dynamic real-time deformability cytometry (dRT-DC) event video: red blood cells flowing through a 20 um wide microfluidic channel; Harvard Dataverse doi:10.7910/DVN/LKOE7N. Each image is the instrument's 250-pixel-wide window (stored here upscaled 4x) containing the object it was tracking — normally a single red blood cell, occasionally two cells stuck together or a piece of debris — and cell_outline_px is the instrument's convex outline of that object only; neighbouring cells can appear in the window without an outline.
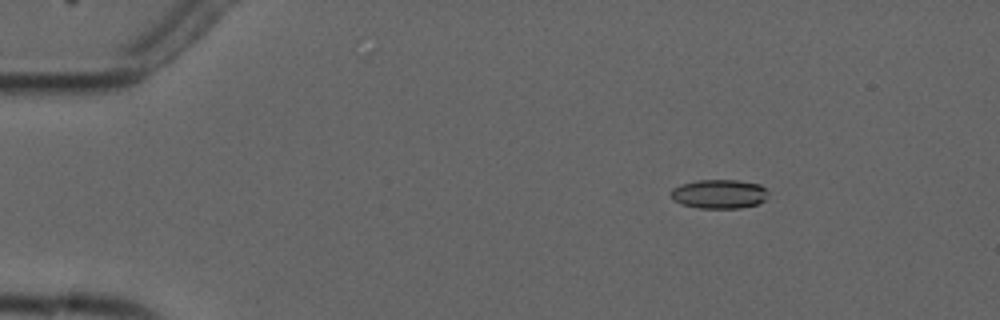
{"species": "common noctule bat (a hibernating species)", "species_latin": "Nyctalus noctula", "temperature_condition": "cold", "stored_images_in_passage": 8, "camera_frame_rate_fps": 3000, "um_per_image_px": 0.085, "animal": {"sex": "male", "forearm_length_mm": 52.5}, "frame": {"image": 1, "passage_image": 3, "time_ms": 2.333, "image_size_px": [1000, 320], "cell_outline_px": [[768, 192], [764, 200], [756, 204], [740, 208], [700, 208], [680, 204], [672, 200], [672, 188], [680, 184], [696, 180], [736, 180], [760, 184]], "centroid_in_image_um": [61.09, 16.48], "position_along_channel_um": 23.9, "area_um2": 16.47}}
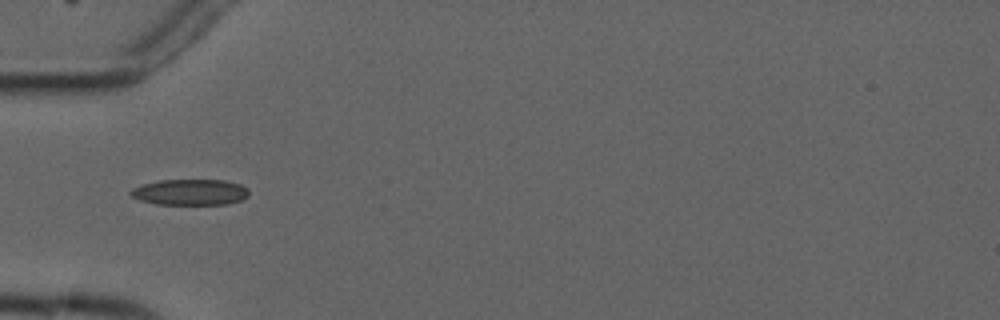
{"frame": {"image": 2, "passage_image": 6, "time_ms": 5.667, "image_size_px": [1000, 320], "cell_outline_px": [[248, 196], [240, 200], [228, 204], [156, 204], [140, 200], [132, 196], [128, 192], [132, 188], [140, 184], [160, 180], [224, 180], [240, 184], [248, 188]], "centroid_in_image_um": [16.14, 16.33], "position_along_channel_um": 68.9, "area_um2": 17.92}}
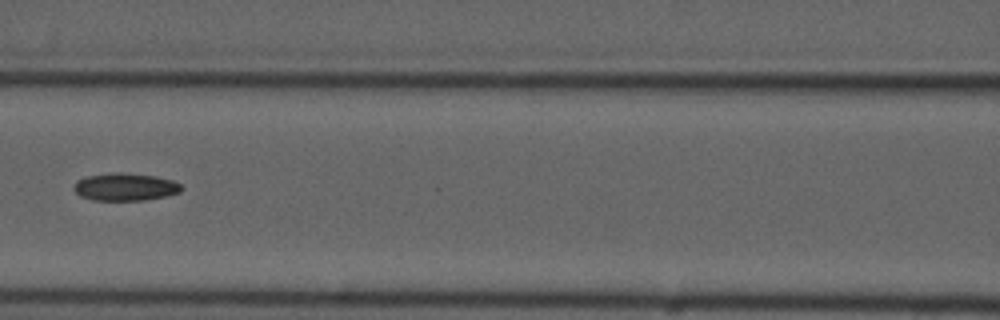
{"frame": {"image": 3, "passage_image": 8, "time_ms": 8.0, "image_size_px": [1000, 320], "cell_outline_px": [[184, 188], [180, 192], [164, 196], [144, 200], [92, 200], [80, 196], [72, 188], [76, 180], [88, 176], [116, 172], [120, 172], [156, 176], [172, 180], [180, 184]], "centroid_in_image_um": [10.63, 15.88], "position_along_channel_um": 156.0, "area_um2": 17.28}}